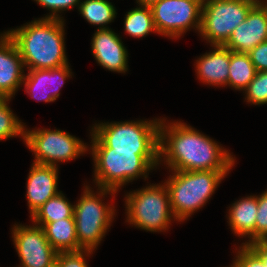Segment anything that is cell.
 Returning <instances> with one entry per match:
<instances>
[{
	"mask_svg": "<svg viewBox=\"0 0 267 267\" xmlns=\"http://www.w3.org/2000/svg\"><path fill=\"white\" fill-rule=\"evenodd\" d=\"M164 122L159 125V161L164 159L172 171H230L234 166L228 150L208 136L181 121Z\"/></svg>",
	"mask_w": 267,
	"mask_h": 267,
	"instance_id": "obj_1",
	"label": "cell"
},
{
	"mask_svg": "<svg viewBox=\"0 0 267 267\" xmlns=\"http://www.w3.org/2000/svg\"><path fill=\"white\" fill-rule=\"evenodd\" d=\"M63 19L40 18L6 31L28 70L52 69L68 64Z\"/></svg>",
	"mask_w": 267,
	"mask_h": 267,
	"instance_id": "obj_2",
	"label": "cell"
},
{
	"mask_svg": "<svg viewBox=\"0 0 267 267\" xmlns=\"http://www.w3.org/2000/svg\"><path fill=\"white\" fill-rule=\"evenodd\" d=\"M91 152L94 160L95 183L98 188L118 191L120 187L139 176L147 178V172L160 164L159 154H134L111 151L91 133ZM159 162V163H158Z\"/></svg>",
	"mask_w": 267,
	"mask_h": 267,
	"instance_id": "obj_3",
	"label": "cell"
},
{
	"mask_svg": "<svg viewBox=\"0 0 267 267\" xmlns=\"http://www.w3.org/2000/svg\"><path fill=\"white\" fill-rule=\"evenodd\" d=\"M164 183L176 221H184L211 198L229 171H173ZM174 174V175H173Z\"/></svg>",
	"mask_w": 267,
	"mask_h": 267,
	"instance_id": "obj_4",
	"label": "cell"
},
{
	"mask_svg": "<svg viewBox=\"0 0 267 267\" xmlns=\"http://www.w3.org/2000/svg\"><path fill=\"white\" fill-rule=\"evenodd\" d=\"M160 119L99 123L92 133L111 151L159 154Z\"/></svg>",
	"mask_w": 267,
	"mask_h": 267,
	"instance_id": "obj_5",
	"label": "cell"
},
{
	"mask_svg": "<svg viewBox=\"0 0 267 267\" xmlns=\"http://www.w3.org/2000/svg\"><path fill=\"white\" fill-rule=\"evenodd\" d=\"M98 197L89 186H85L83 195L74 205V220L77 231L78 245L82 249L95 250L115 214V206L106 205L100 199L107 193L114 195L117 191L109 188H98ZM114 207V208H113Z\"/></svg>",
	"mask_w": 267,
	"mask_h": 267,
	"instance_id": "obj_6",
	"label": "cell"
},
{
	"mask_svg": "<svg viewBox=\"0 0 267 267\" xmlns=\"http://www.w3.org/2000/svg\"><path fill=\"white\" fill-rule=\"evenodd\" d=\"M127 222L150 232L168 230L171 217L169 192L165 184L149 185L125 196Z\"/></svg>",
	"mask_w": 267,
	"mask_h": 267,
	"instance_id": "obj_7",
	"label": "cell"
},
{
	"mask_svg": "<svg viewBox=\"0 0 267 267\" xmlns=\"http://www.w3.org/2000/svg\"><path fill=\"white\" fill-rule=\"evenodd\" d=\"M258 1L203 0L199 33L211 46H223Z\"/></svg>",
	"mask_w": 267,
	"mask_h": 267,
	"instance_id": "obj_8",
	"label": "cell"
},
{
	"mask_svg": "<svg viewBox=\"0 0 267 267\" xmlns=\"http://www.w3.org/2000/svg\"><path fill=\"white\" fill-rule=\"evenodd\" d=\"M27 130L25 129L24 142L34 153L35 164L57 167L58 162L73 160L88 151L83 141L65 131Z\"/></svg>",
	"mask_w": 267,
	"mask_h": 267,
	"instance_id": "obj_9",
	"label": "cell"
},
{
	"mask_svg": "<svg viewBox=\"0 0 267 267\" xmlns=\"http://www.w3.org/2000/svg\"><path fill=\"white\" fill-rule=\"evenodd\" d=\"M203 0H160L151 6L158 34L178 38L188 29L201 27Z\"/></svg>",
	"mask_w": 267,
	"mask_h": 267,
	"instance_id": "obj_10",
	"label": "cell"
},
{
	"mask_svg": "<svg viewBox=\"0 0 267 267\" xmlns=\"http://www.w3.org/2000/svg\"><path fill=\"white\" fill-rule=\"evenodd\" d=\"M34 225L16 224L12 229L14 246L21 260L19 267H55L57 252L49 244L43 227Z\"/></svg>",
	"mask_w": 267,
	"mask_h": 267,
	"instance_id": "obj_11",
	"label": "cell"
},
{
	"mask_svg": "<svg viewBox=\"0 0 267 267\" xmlns=\"http://www.w3.org/2000/svg\"><path fill=\"white\" fill-rule=\"evenodd\" d=\"M267 41V3L258 1L248 12L223 45L237 53H249L254 47Z\"/></svg>",
	"mask_w": 267,
	"mask_h": 267,
	"instance_id": "obj_12",
	"label": "cell"
},
{
	"mask_svg": "<svg viewBox=\"0 0 267 267\" xmlns=\"http://www.w3.org/2000/svg\"><path fill=\"white\" fill-rule=\"evenodd\" d=\"M69 67V64H66L52 69L29 70L23 78L26 93L38 102H54L59 97L65 80L72 76Z\"/></svg>",
	"mask_w": 267,
	"mask_h": 267,
	"instance_id": "obj_13",
	"label": "cell"
},
{
	"mask_svg": "<svg viewBox=\"0 0 267 267\" xmlns=\"http://www.w3.org/2000/svg\"><path fill=\"white\" fill-rule=\"evenodd\" d=\"M24 64L13 40L0 35V98H11L23 84Z\"/></svg>",
	"mask_w": 267,
	"mask_h": 267,
	"instance_id": "obj_14",
	"label": "cell"
},
{
	"mask_svg": "<svg viewBox=\"0 0 267 267\" xmlns=\"http://www.w3.org/2000/svg\"><path fill=\"white\" fill-rule=\"evenodd\" d=\"M92 53L97 63L103 68L125 73L128 70V52L111 29H97L91 42Z\"/></svg>",
	"mask_w": 267,
	"mask_h": 267,
	"instance_id": "obj_15",
	"label": "cell"
},
{
	"mask_svg": "<svg viewBox=\"0 0 267 267\" xmlns=\"http://www.w3.org/2000/svg\"><path fill=\"white\" fill-rule=\"evenodd\" d=\"M58 167L33 163L27 180V200L31 215L58 192Z\"/></svg>",
	"mask_w": 267,
	"mask_h": 267,
	"instance_id": "obj_16",
	"label": "cell"
},
{
	"mask_svg": "<svg viewBox=\"0 0 267 267\" xmlns=\"http://www.w3.org/2000/svg\"><path fill=\"white\" fill-rule=\"evenodd\" d=\"M214 50L196 60V72L199 79L209 85L228 84L230 49L222 45H214Z\"/></svg>",
	"mask_w": 267,
	"mask_h": 267,
	"instance_id": "obj_17",
	"label": "cell"
},
{
	"mask_svg": "<svg viewBox=\"0 0 267 267\" xmlns=\"http://www.w3.org/2000/svg\"><path fill=\"white\" fill-rule=\"evenodd\" d=\"M258 210V196H248L237 200L232 204L229 209V225L238 236H247L248 242L242 243L243 245H249L255 242V223L256 214Z\"/></svg>",
	"mask_w": 267,
	"mask_h": 267,
	"instance_id": "obj_18",
	"label": "cell"
},
{
	"mask_svg": "<svg viewBox=\"0 0 267 267\" xmlns=\"http://www.w3.org/2000/svg\"><path fill=\"white\" fill-rule=\"evenodd\" d=\"M46 238L53 249L58 252L78 251L77 231L74 218L47 222L43 226Z\"/></svg>",
	"mask_w": 267,
	"mask_h": 267,
	"instance_id": "obj_19",
	"label": "cell"
},
{
	"mask_svg": "<svg viewBox=\"0 0 267 267\" xmlns=\"http://www.w3.org/2000/svg\"><path fill=\"white\" fill-rule=\"evenodd\" d=\"M30 216L34 224L43 226L47 222L74 218V205H71L62 192L59 191L57 195L47 200Z\"/></svg>",
	"mask_w": 267,
	"mask_h": 267,
	"instance_id": "obj_20",
	"label": "cell"
},
{
	"mask_svg": "<svg viewBox=\"0 0 267 267\" xmlns=\"http://www.w3.org/2000/svg\"><path fill=\"white\" fill-rule=\"evenodd\" d=\"M256 69L248 53H237L230 50L228 84L236 90H245L254 79Z\"/></svg>",
	"mask_w": 267,
	"mask_h": 267,
	"instance_id": "obj_21",
	"label": "cell"
},
{
	"mask_svg": "<svg viewBox=\"0 0 267 267\" xmlns=\"http://www.w3.org/2000/svg\"><path fill=\"white\" fill-rule=\"evenodd\" d=\"M80 14L98 29H109L105 26L116 17L115 7L108 0H84L78 6Z\"/></svg>",
	"mask_w": 267,
	"mask_h": 267,
	"instance_id": "obj_22",
	"label": "cell"
},
{
	"mask_svg": "<svg viewBox=\"0 0 267 267\" xmlns=\"http://www.w3.org/2000/svg\"><path fill=\"white\" fill-rule=\"evenodd\" d=\"M124 19V30L135 38H142L150 32H156L151 7L139 6L127 12Z\"/></svg>",
	"mask_w": 267,
	"mask_h": 267,
	"instance_id": "obj_23",
	"label": "cell"
},
{
	"mask_svg": "<svg viewBox=\"0 0 267 267\" xmlns=\"http://www.w3.org/2000/svg\"><path fill=\"white\" fill-rule=\"evenodd\" d=\"M11 98H0V140L21 135L24 140L25 127L8 107Z\"/></svg>",
	"mask_w": 267,
	"mask_h": 267,
	"instance_id": "obj_24",
	"label": "cell"
},
{
	"mask_svg": "<svg viewBox=\"0 0 267 267\" xmlns=\"http://www.w3.org/2000/svg\"><path fill=\"white\" fill-rule=\"evenodd\" d=\"M244 91L247 102L255 105L267 104V71H257Z\"/></svg>",
	"mask_w": 267,
	"mask_h": 267,
	"instance_id": "obj_25",
	"label": "cell"
},
{
	"mask_svg": "<svg viewBox=\"0 0 267 267\" xmlns=\"http://www.w3.org/2000/svg\"><path fill=\"white\" fill-rule=\"evenodd\" d=\"M93 251L81 249L78 251L58 252L55 267H88L86 258ZM84 253V254H83ZM86 254V255H85Z\"/></svg>",
	"mask_w": 267,
	"mask_h": 267,
	"instance_id": "obj_26",
	"label": "cell"
},
{
	"mask_svg": "<svg viewBox=\"0 0 267 267\" xmlns=\"http://www.w3.org/2000/svg\"><path fill=\"white\" fill-rule=\"evenodd\" d=\"M267 239V191L258 196V210L255 223V241Z\"/></svg>",
	"mask_w": 267,
	"mask_h": 267,
	"instance_id": "obj_27",
	"label": "cell"
},
{
	"mask_svg": "<svg viewBox=\"0 0 267 267\" xmlns=\"http://www.w3.org/2000/svg\"><path fill=\"white\" fill-rule=\"evenodd\" d=\"M38 2L41 6L47 8L48 10H51L50 15H46L43 18H51V19H62V17L59 16L60 11H64L67 9L73 8L76 5L79 6L80 0H34Z\"/></svg>",
	"mask_w": 267,
	"mask_h": 267,
	"instance_id": "obj_28",
	"label": "cell"
},
{
	"mask_svg": "<svg viewBox=\"0 0 267 267\" xmlns=\"http://www.w3.org/2000/svg\"><path fill=\"white\" fill-rule=\"evenodd\" d=\"M241 249V250H240ZM233 261L238 267H266L262 260L247 246H240Z\"/></svg>",
	"mask_w": 267,
	"mask_h": 267,
	"instance_id": "obj_29",
	"label": "cell"
},
{
	"mask_svg": "<svg viewBox=\"0 0 267 267\" xmlns=\"http://www.w3.org/2000/svg\"><path fill=\"white\" fill-rule=\"evenodd\" d=\"M248 54L256 71H267V41L254 47Z\"/></svg>",
	"mask_w": 267,
	"mask_h": 267,
	"instance_id": "obj_30",
	"label": "cell"
},
{
	"mask_svg": "<svg viewBox=\"0 0 267 267\" xmlns=\"http://www.w3.org/2000/svg\"><path fill=\"white\" fill-rule=\"evenodd\" d=\"M267 267V239H261L247 245Z\"/></svg>",
	"mask_w": 267,
	"mask_h": 267,
	"instance_id": "obj_31",
	"label": "cell"
},
{
	"mask_svg": "<svg viewBox=\"0 0 267 267\" xmlns=\"http://www.w3.org/2000/svg\"><path fill=\"white\" fill-rule=\"evenodd\" d=\"M160 0H137V3L141 6L151 7L154 3L159 2Z\"/></svg>",
	"mask_w": 267,
	"mask_h": 267,
	"instance_id": "obj_32",
	"label": "cell"
},
{
	"mask_svg": "<svg viewBox=\"0 0 267 267\" xmlns=\"http://www.w3.org/2000/svg\"><path fill=\"white\" fill-rule=\"evenodd\" d=\"M231 267H238L235 263H233V265H231Z\"/></svg>",
	"mask_w": 267,
	"mask_h": 267,
	"instance_id": "obj_33",
	"label": "cell"
}]
</instances>
